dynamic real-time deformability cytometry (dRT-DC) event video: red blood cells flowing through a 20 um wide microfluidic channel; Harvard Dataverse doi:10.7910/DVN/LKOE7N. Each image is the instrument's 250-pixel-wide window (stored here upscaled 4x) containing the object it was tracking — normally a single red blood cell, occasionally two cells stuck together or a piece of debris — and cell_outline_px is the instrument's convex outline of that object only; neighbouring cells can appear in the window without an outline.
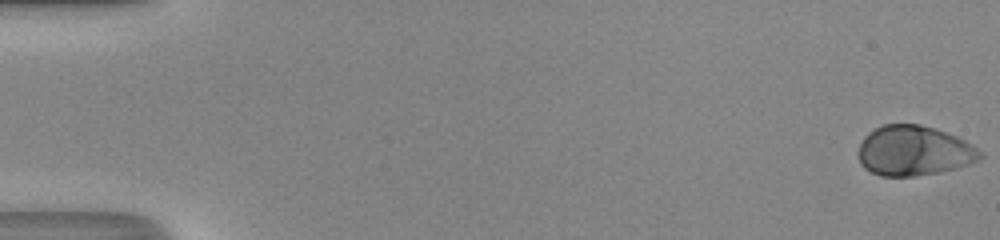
{"species": "human", "species_latin": "Homo sapiens", "temperature_condition": "room temperature", "stored_images_in_passage": 50, "camera_frame_rate_fps": 3000, "um_per_image_px": 0.085, "donor": {"sex": "male"}, "frame": {"image": 1, "passage_image": 1, "time_ms": 0.0, "image_size_px": [1000, 240], "cell_outline_px": [[984, 156], [968, 164], [940, 172], [916, 176], [880, 176], [864, 168], [860, 164], [856, 152], [864, 136], [868, 132], [884, 124], [920, 124], [936, 128], [956, 136], [972, 144]], "centroid_in_image_um": [77.63, 12.81], "position_along_channel_um": 7.4, "area_um2": 35.6}}
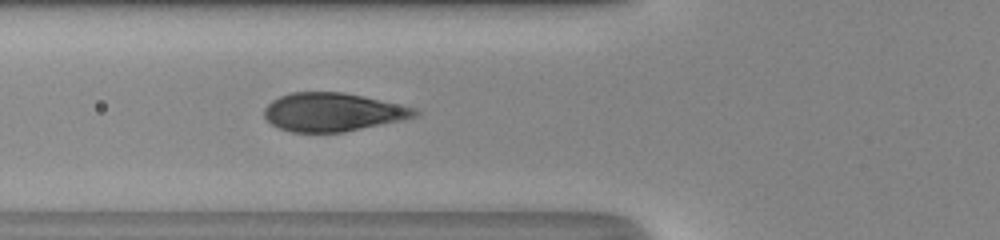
{"frame": {"image": 2, "passage_image": 20, "time_ms": 6.333, "image_size_px": [1000, 240], "cell_outline_px": [[420, 112], [416, 116], [404, 120], [344, 132], [292, 132], [280, 128], [272, 124], [264, 116], [264, 108], [272, 100], [280, 96], [292, 92], [344, 92], [364, 96], [416, 108]], "centroid_in_image_um": [28.3, 9.53], "position_along_channel_um": 97.5, "area_um2": 33.76}}
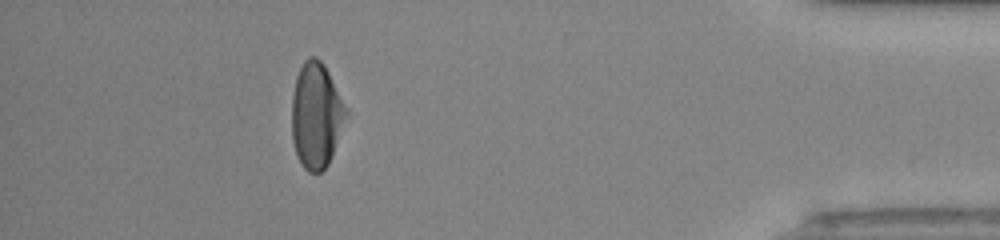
{"frame": {"image": 3, "passage_image": 45, "time_ms": 14.667, "image_size_px": [1000, 240], "cell_outline_px": [[348, 112], [328, 164], [320, 172], [308, 172], [304, 168], [296, 156], [292, 140], [292, 96], [296, 76], [304, 60], [308, 56], [316, 56], [324, 64], [348, 108]], "centroid_in_image_um": [26.86, 9.78], "position_along_channel_um": 408.3, "area_um2": 33.41}, "authors_computed_cell_mechanics": {"area_um2": 35.0846, "velocity_mm_per_s": 4.3203, "shape_relaxation_time_tau1_ms": 3.2907, "shape_relaxation_time_tau2_ms": null, "deformation_change_tau1": 0.206, "deformation_change_tau2": null}}